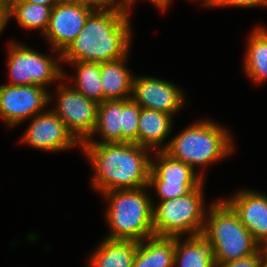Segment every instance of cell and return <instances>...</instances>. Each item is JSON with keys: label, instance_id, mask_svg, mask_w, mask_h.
I'll return each mask as SVG.
<instances>
[{"label": "cell", "instance_id": "7", "mask_svg": "<svg viewBox=\"0 0 267 267\" xmlns=\"http://www.w3.org/2000/svg\"><path fill=\"white\" fill-rule=\"evenodd\" d=\"M7 51V70L9 85H40L46 89L54 82L63 80L61 52L55 57L44 55L22 43L9 41ZM52 83V84H51ZM48 86V87H47Z\"/></svg>", "mask_w": 267, "mask_h": 267}, {"label": "cell", "instance_id": "2", "mask_svg": "<svg viewBox=\"0 0 267 267\" xmlns=\"http://www.w3.org/2000/svg\"><path fill=\"white\" fill-rule=\"evenodd\" d=\"M81 150L94 172L91 187L96 192L148 186L150 149L135 143H82Z\"/></svg>", "mask_w": 267, "mask_h": 267}, {"label": "cell", "instance_id": "4", "mask_svg": "<svg viewBox=\"0 0 267 267\" xmlns=\"http://www.w3.org/2000/svg\"><path fill=\"white\" fill-rule=\"evenodd\" d=\"M149 187L102 193L107 208L108 239L143 241L154 236L153 203Z\"/></svg>", "mask_w": 267, "mask_h": 267}, {"label": "cell", "instance_id": "10", "mask_svg": "<svg viewBox=\"0 0 267 267\" xmlns=\"http://www.w3.org/2000/svg\"><path fill=\"white\" fill-rule=\"evenodd\" d=\"M51 92L40 85H0V118L7 128L44 112L52 102Z\"/></svg>", "mask_w": 267, "mask_h": 267}, {"label": "cell", "instance_id": "8", "mask_svg": "<svg viewBox=\"0 0 267 267\" xmlns=\"http://www.w3.org/2000/svg\"><path fill=\"white\" fill-rule=\"evenodd\" d=\"M149 174V189L157 201L169 200L190 193L204 182V172H196L190 165L172 158L163 151H153Z\"/></svg>", "mask_w": 267, "mask_h": 267}, {"label": "cell", "instance_id": "3", "mask_svg": "<svg viewBox=\"0 0 267 267\" xmlns=\"http://www.w3.org/2000/svg\"><path fill=\"white\" fill-rule=\"evenodd\" d=\"M232 132L215 120L201 119L174 135L164 150L172 158L190 165L206 167L224 160L234 151Z\"/></svg>", "mask_w": 267, "mask_h": 267}, {"label": "cell", "instance_id": "29", "mask_svg": "<svg viewBox=\"0 0 267 267\" xmlns=\"http://www.w3.org/2000/svg\"><path fill=\"white\" fill-rule=\"evenodd\" d=\"M150 3H152L154 6L157 7V9L161 11H165L168 7H170V4L173 2V0H148Z\"/></svg>", "mask_w": 267, "mask_h": 267}, {"label": "cell", "instance_id": "26", "mask_svg": "<svg viewBox=\"0 0 267 267\" xmlns=\"http://www.w3.org/2000/svg\"><path fill=\"white\" fill-rule=\"evenodd\" d=\"M266 7V0H217L211 7L255 8Z\"/></svg>", "mask_w": 267, "mask_h": 267}, {"label": "cell", "instance_id": "19", "mask_svg": "<svg viewBox=\"0 0 267 267\" xmlns=\"http://www.w3.org/2000/svg\"><path fill=\"white\" fill-rule=\"evenodd\" d=\"M175 237L151 236L138 243L132 267H174Z\"/></svg>", "mask_w": 267, "mask_h": 267}, {"label": "cell", "instance_id": "1", "mask_svg": "<svg viewBox=\"0 0 267 267\" xmlns=\"http://www.w3.org/2000/svg\"><path fill=\"white\" fill-rule=\"evenodd\" d=\"M129 11L113 6L95 8L78 36L61 52V62H107L129 55L132 25Z\"/></svg>", "mask_w": 267, "mask_h": 267}, {"label": "cell", "instance_id": "30", "mask_svg": "<svg viewBox=\"0 0 267 267\" xmlns=\"http://www.w3.org/2000/svg\"><path fill=\"white\" fill-rule=\"evenodd\" d=\"M24 1L28 3L47 5L53 8L54 6L59 4L62 0H24Z\"/></svg>", "mask_w": 267, "mask_h": 267}, {"label": "cell", "instance_id": "21", "mask_svg": "<svg viewBox=\"0 0 267 267\" xmlns=\"http://www.w3.org/2000/svg\"><path fill=\"white\" fill-rule=\"evenodd\" d=\"M120 126L121 100H106L99 103L95 129L83 143H121ZM96 134H99V140L94 139Z\"/></svg>", "mask_w": 267, "mask_h": 267}, {"label": "cell", "instance_id": "17", "mask_svg": "<svg viewBox=\"0 0 267 267\" xmlns=\"http://www.w3.org/2000/svg\"><path fill=\"white\" fill-rule=\"evenodd\" d=\"M128 56L101 62V87L103 102L106 100L131 99L134 74L127 68ZM132 72V74H131Z\"/></svg>", "mask_w": 267, "mask_h": 267}, {"label": "cell", "instance_id": "31", "mask_svg": "<svg viewBox=\"0 0 267 267\" xmlns=\"http://www.w3.org/2000/svg\"><path fill=\"white\" fill-rule=\"evenodd\" d=\"M19 0H0V8L7 12Z\"/></svg>", "mask_w": 267, "mask_h": 267}, {"label": "cell", "instance_id": "18", "mask_svg": "<svg viewBox=\"0 0 267 267\" xmlns=\"http://www.w3.org/2000/svg\"><path fill=\"white\" fill-rule=\"evenodd\" d=\"M138 242L104 238L88 258L89 267H132Z\"/></svg>", "mask_w": 267, "mask_h": 267}, {"label": "cell", "instance_id": "5", "mask_svg": "<svg viewBox=\"0 0 267 267\" xmlns=\"http://www.w3.org/2000/svg\"><path fill=\"white\" fill-rule=\"evenodd\" d=\"M205 215L202 234L212 243L217 267L256 253L261 246L222 198L213 200Z\"/></svg>", "mask_w": 267, "mask_h": 267}, {"label": "cell", "instance_id": "11", "mask_svg": "<svg viewBox=\"0 0 267 267\" xmlns=\"http://www.w3.org/2000/svg\"><path fill=\"white\" fill-rule=\"evenodd\" d=\"M20 142L46 152L67 151L76 146L81 150L82 146L52 108L31 118Z\"/></svg>", "mask_w": 267, "mask_h": 267}, {"label": "cell", "instance_id": "28", "mask_svg": "<svg viewBox=\"0 0 267 267\" xmlns=\"http://www.w3.org/2000/svg\"><path fill=\"white\" fill-rule=\"evenodd\" d=\"M70 1L85 3L93 6L94 8L106 7V0H70Z\"/></svg>", "mask_w": 267, "mask_h": 267}, {"label": "cell", "instance_id": "27", "mask_svg": "<svg viewBox=\"0 0 267 267\" xmlns=\"http://www.w3.org/2000/svg\"><path fill=\"white\" fill-rule=\"evenodd\" d=\"M135 1L136 0H106V6L119 7L131 12Z\"/></svg>", "mask_w": 267, "mask_h": 267}, {"label": "cell", "instance_id": "25", "mask_svg": "<svg viewBox=\"0 0 267 267\" xmlns=\"http://www.w3.org/2000/svg\"><path fill=\"white\" fill-rule=\"evenodd\" d=\"M267 258V248L261 247L256 253L219 265L218 267H260Z\"/></svg>", "mask_w": 267, "mask_h": 267}, {"label": "cell", "instance_id": "14", "mask_svg": "<svg viewBox=\"0 0 267 267\" xmlns=\"http://www.w3.org/2000/svg\"><path fill=\"white\" fill-rule=\"evenodd\" d=\"M223 199L237 213L254 240L261 247L267 248V195L252 189H242Z\"/></svg>", "mask_w": 267, "mask_h": 267}, {"label": "cell", "instance_id": "23", "mask_svg": "<svg viewBox=\"0 0 267 267\" xmlns=\"http://www.w3.org/2000/svg\"><path fill=\"white\" fill-rule=\"evenodd\" d=\"M75 75L69 78L73 81L75 90L83 94L86 98L96 101L98 104L103 102V90L101 87V63L90 61H74Z\"/></svg>", "mask_w": 267, "mask_h": 267}, {"label": "cell", "instance_id": "16", "mask_svg": "<svg viewBox=\"0 0 267 267\" xmlns=\"http://www.w3.org/2000/svg\"><path fill=\"white\" fill-rule=\"evenodd\" d=\"M175 237L174 267H217L214 247L204 234Z\"/></svg>", "mask_w": 267, "mask_h": 267}, {"label": "cell", "instance_id": "22", "mask_svg": "<svg viewBox=\"0 0 267 267\" xmlns=\"http://www.w3.org/2000/svg\"><path fill=\"white\" fill-rule=\"evenodd\" d=\"M51 7L19 0L6 12V24L12 17L23 29L39 30L44 35L50 21Z\"/></svg>", "mask_w": 267, "mask_h": 267}, {"label": "cell", "instance_id": "24", "mask_svg": "<svg viewBox=\"0 0 267 267\" xmlns=\"http://www.w3.org/2000/svg\"><path fill=\"white\" fill-rule=\"evenodd\" d=\"M141 107L132 99L121 100V143L138 145V122Z\"/></svg>", "mask_w": 267, "mask_h": 267}, {"label": "cell", "instance_id": "32", "mask_svg": "<svg viewBox=\"0 0 267 267\" xmlns=\"http://www.w3.org/2000/svg\"><path fill=\"white\" fill-rule=\"evenodd\" d=\"M6 26V12L0 8V34Z\"/></svg>", "mask_w": 267, "mask_h": 267}, {"label": "cell", "instance_id": "6", "mask_svg": "<svg viewBox=\"0 0 267 267\" xmlns=\"http://www.w3.org/2000/svg\"><path fill=\"white\" fill-rule=\"evenodd\" d=\"M204 182L178 198L153 203V230L156 236L184 237L201 234L205 226Z\"/></svg>", "mask_w": 267, "mask_h": 267}, {"label": "cell", "instance_id": "15", "mask_svg": "<svg viewBox=\"0 0 267 267\" xmlns=\"http://www.w3.org/2000/svg\"><path fill=\"white\" fill-rule=\"evenodd\" d=\"M173 115L141 108L138 122V145L153 151L167 148L164 142L173 129Z\"/></svg>", "mask_w": 267, "mask_h": 267}, {"label": "cell", "instance_id": "34", "mask_svg": "<svg viewBox=\"0 0 267 267\" xmlns=\"http://www.w3.org/2000/svg\"><path fill=\"white\" fill-rule=\"evenodd\" d=\"M260 267H267V258L262 262Z\"/></svg>", "mask_w": 267, "mask_h": 267}, {"label": "cell", "instance_id": "20", "mask_svg": "<svg viewBox=\"0 0 267 267\" xmlns=\"http://www.w3.org/2000/svg\"><path fill=\"white\" fill-rule=\"evenodd\" d=\"M256 26L247 37L243 67L251 82L259 85L267 81V29Z\"/></svg>", "mask_w": 267, "mask_h": 267}, {"label": "cell", "instance_id": "12", "mask_svg": "<svg viewBox=\"0 0 267 267\" xmlns=\"http://www.w3.org/2000/svg\"><path fill=\"white\" fill-rule=\"evenodd\" d=\"M94 9L91 5L70 0H62L51 9L43 37L53 52H62L78 36Z\"/></svg>", "mask_w": 267, "mask_h": 267}, {"label": "cell", "instance_id": "33", "mask_svg": "<svg viewBox=\"0 0 267 267\" xmlns=\"http://www.w3.org/2000/svg\"><path fill=\"white\" fill-rule=\"evenodd\" d=\"M193 1H197V0H193ZM202 3V7H211L217 0H200Z\"/></svg>", "mask_w": 267, "mask_h": 267}, {"label": "cell", "instance_id": "13", "mask_svg": "<svg viewBox=\"0 0 267 267\" xmlns=\"http://www.w3.org/2000/svg\"><path fill=\"white\" fill-rule=\"evenodd\" d=\"M131 99L141 108L169 115L184 108L185 92L173 82L152 76H134Z\"/></svg>", "mask_w": 267, "mask_h": 267}, {"label": "cell", "instance_id": "9", "mask_svg": "<svg viewBox=\"0 0 267 267\" xmlns=\"http://www.w3.org/2000/svg\"><path fill=\"white\" fill-rule=\"evenodd\" d=\"M63 71V82L57 86L53 112L63 120L68 130L82 144L93 133L97 122L98 103L68 85Z\"/></svg>", "mask_w": 267, "mask_h": 267}]
</instances>
